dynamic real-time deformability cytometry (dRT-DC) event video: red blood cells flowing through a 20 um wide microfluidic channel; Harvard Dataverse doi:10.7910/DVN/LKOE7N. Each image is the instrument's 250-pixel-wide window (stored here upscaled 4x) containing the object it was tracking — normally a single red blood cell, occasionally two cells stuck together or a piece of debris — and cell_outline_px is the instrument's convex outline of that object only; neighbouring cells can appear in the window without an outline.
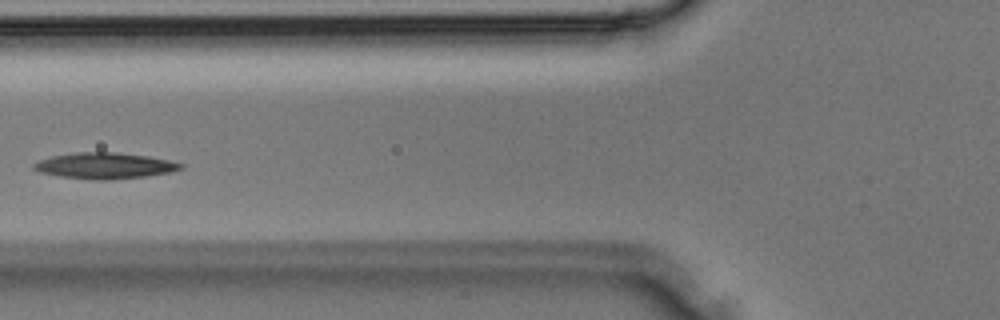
{"species": "Egyptian fruit bat (a non-hibernating species)", "species_latin": "Rousettus aegyptiacus", "temperature_condition": "room temperature", "stored_images_in_passage": 25, "camera_frame_rate_fps": 3000, "um_per_image_px": 0.085, "animal": {"sex": "male"}, "frame": {"image": 1, "passage_image": 8, "time_ms": 2.333, "image_size_px": [1000, 320], "cell_outline_px": [[184, 168], [168, 172], [144, 176], [112, 180], [92, 180], [60, 176], [40, 172], [32, 168], [32, 164], [40, 160], [52, 156], [76, 152], [116, 152], [148, 156], [168, 160], [184, 164]], "centroid_in_image_um": [8.88, 14.08], "position_along_channel_um": 116.9, "area_um2": 22.25}}
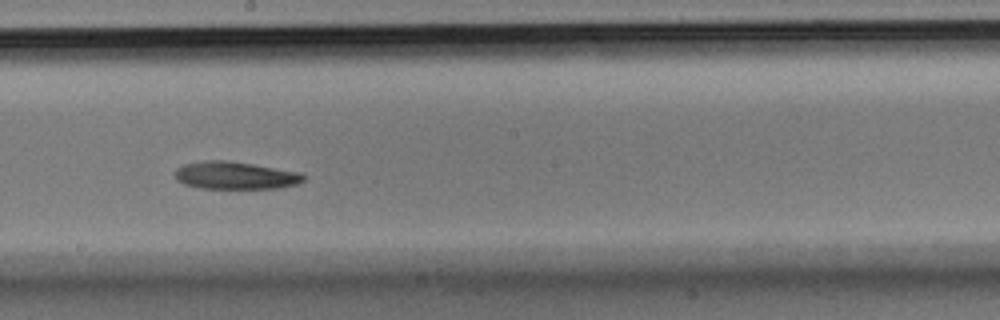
{"frame": {"image": 2, "passage_image": 14, "time_ms": 4.333, "image_size_px": [1000, 320], "cell_outline_px": [[308, 176], [304, 180], [296, 184], [280, 188], [200, 188], [184, 184], [176, 180], [176, 168], [184, 164], [208, 160], [228, 160], [300, 172]], "centroid_in_image_um": [20.02, 14.91], "position_along_channel_um": 228.2, "area_um2": 20.63}}
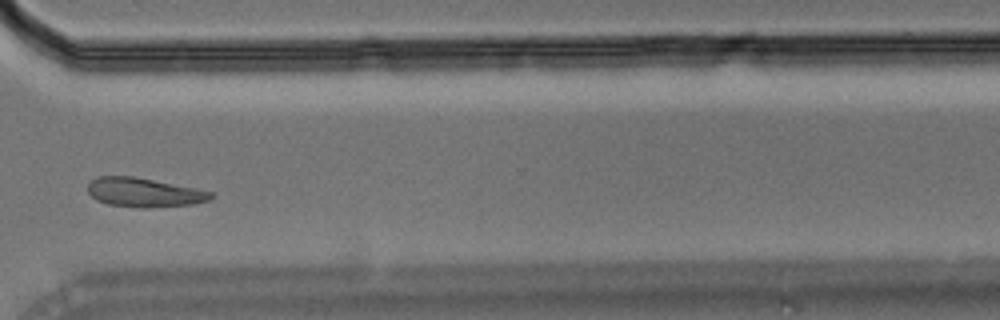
{"frame": {"image": 3, "passage_image": 21, "time_ms": 6.667, "image_size_px": [1000, 320], "cell_outline_px": [[216, 196], [212, 200], [192, 204], [148, 208], [140, 208], [108, 204], [96, 200], [88, 192], [88, 184], [96, 176], [132, 176], [196, 188], [212, 192]], "centroid_in_image_um": [12.27, 16.36], "position_along_channel_um": 358.3, "area_um2": 20.98}}